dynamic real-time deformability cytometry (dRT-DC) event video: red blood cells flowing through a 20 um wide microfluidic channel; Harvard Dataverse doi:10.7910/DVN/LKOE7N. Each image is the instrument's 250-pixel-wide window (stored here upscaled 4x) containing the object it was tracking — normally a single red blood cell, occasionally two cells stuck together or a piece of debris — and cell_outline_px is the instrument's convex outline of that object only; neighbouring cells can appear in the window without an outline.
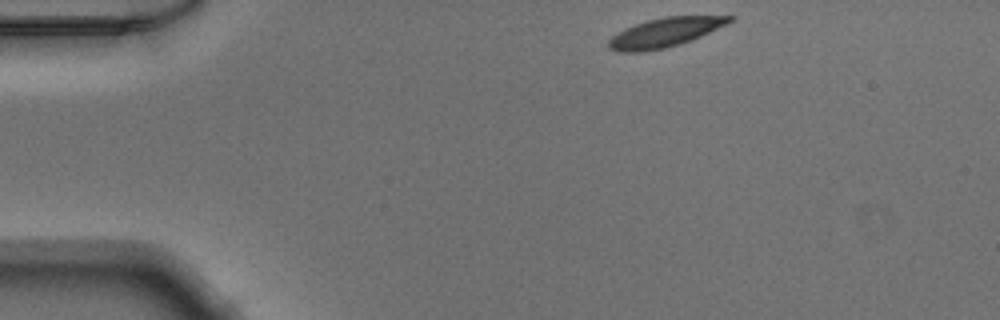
{"species": "Egyptian fruit bat (a non-hibernating species)", "species_latin": "Rousettus aegyptiacus", "temperature_condition": "warm", "stored_images_in_passage": 43, "camera_frame_rate_fps": 3000, "um_per_image_px": 0.085, "animal": {"sex": "male"}, "frame": {"image": 1, "passage_image": 1, "time_ms": 0.0, "image_size_px": [1000, 320], "cell_outline_px": [[736, 16], [732, 20], [700, 36], [680, 44], [664, 48], [640, 52], [620, 52], [608, 48], [608, 40], [612, 36], [624, 28], [648, 20], [664, 16]], "centroid_in_image_um": [56.44, 2.76], "position_along_channel_um": 28.6, "area_um2": 20.17}}
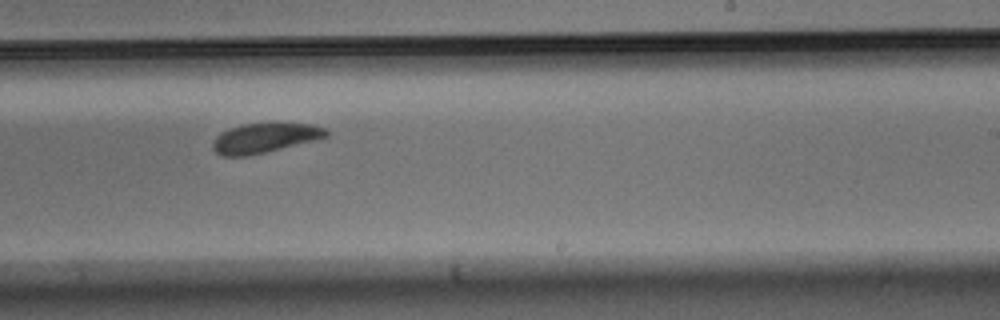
{"frame": {"image": 2, "passage_image": 24, "time_ms": 7.667, "image_size_px": [1000, 320], "cell_outline_px": [[328, 136], [316, 140], [248, 156], [224, 156], [216, 152], [212, 148], [212, 144], [216, 136], [220, 132], [228, 128], [244, 124], [312, 124], [324, 128], [328, 132]], "centroid_in_image_um": [22.47, 11.74], "position_along_channel_um": 266.5, "area_um2": 19.36}}
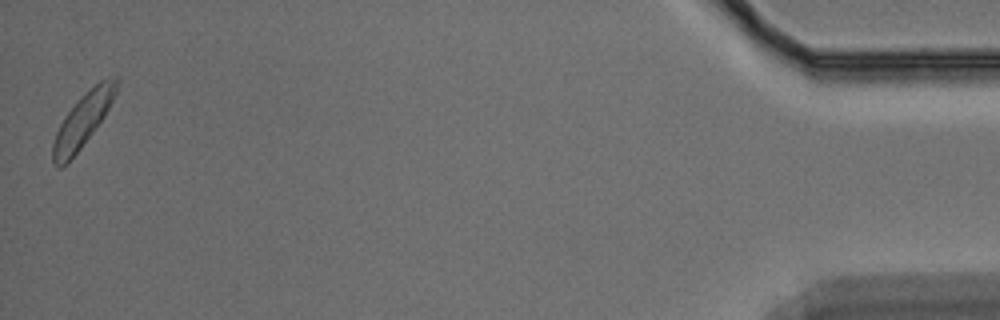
{"frame": {"image": 3, "passage_image": 43, "time_ms": 14.0, "image_size_px": [1000, 320], "cell_outline_px": [[120, 80], [116, 92], [104, 116], [80, 148], [60, 168], [56, 168], [52, 164], [52, 144], [56, 132], [60, 124], [68, 112], [80, 96], [100, 80], [108, 76], [120, 76]], "centroid_in_image_um": [7.05, 10.16], "position_along_channel_um": 428.2, "area_um2": 19.54}}